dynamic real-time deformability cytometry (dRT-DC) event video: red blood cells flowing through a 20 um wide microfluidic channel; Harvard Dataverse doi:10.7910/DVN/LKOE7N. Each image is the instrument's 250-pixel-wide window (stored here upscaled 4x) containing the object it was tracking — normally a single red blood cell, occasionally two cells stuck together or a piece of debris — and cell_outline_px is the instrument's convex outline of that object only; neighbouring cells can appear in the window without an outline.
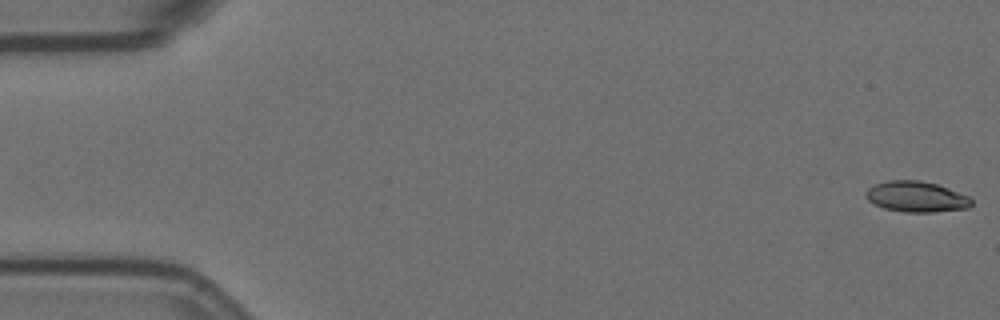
{"species": "Egyptian fruit bat (a non-hibernating species)", "species_latin": "Rousettus aegyptiacus", "temperature_condition": "room temperature", "stored_images_in_passage": 10, "camera_frame_rate_fps": 3000, "um_per_image_px": 0.085, "animal": {"sex": "female"}, "frame": {"image": 1, "passage_image": 1, "time_ms": 0.0, "image_size_px": [1000, 320], "cell_outline_px": [[972, 204], [968, 208], [932, 212], [904, 212], [884, 208], [872, 204], [864, 196], [864, 192], [868, 188], [876, 184], [888, 180], [920, 180], [936, 184], [948, 188], [968, 196], [972, 200]], "centroid_in_image_um": [77.85, 16.72], "position_along_channel_um": 7.2, "area_um2": 18.96}}
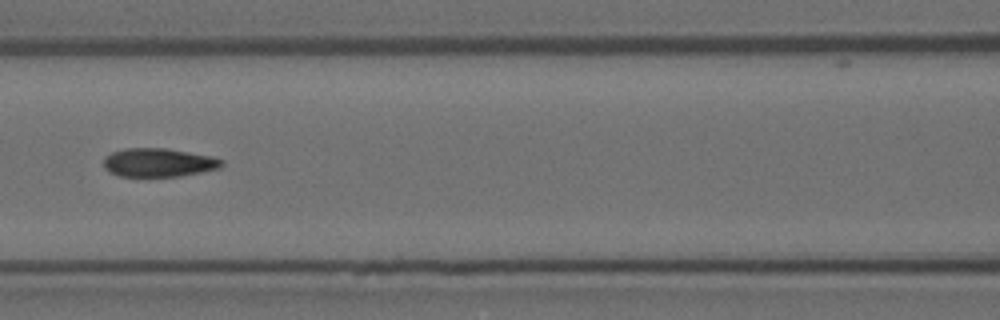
{"frame": {"image": 2, "passage_image": 7, "time_ms": 8.0, "image_size_px": [1000, 320], "cell_outline_px": [[224, 164], [220, 168], [180, 176], [120, 176], [108, 172], [104, 168], [104, 156], [112, 152], [124, 148], [164, 148], [212, 156], [224, 160]], "centroid_in_image_um": [13.46, 13.81], "position_along_channel_um": 153.1, "area_um2": 19.71}}
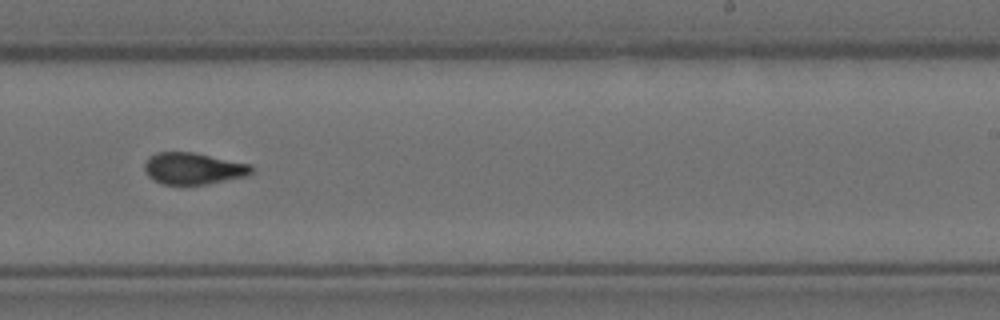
{"frame": {"image": 3, "passage_image": 10, "time_ms": 11.333, "image_size_px": [1000, 320], "cell_outline_px": [[252, 172], [248, 176], [208, 184], [164, 184], [152, 180], [144, 172], [144, 164], [148, 156], [156, 152], [192, 152], [252, 164]], "centroid_in_image_um": [16.41, 14.32], "position_along_channel_um": 272.6, "area_um2": 19.94}}